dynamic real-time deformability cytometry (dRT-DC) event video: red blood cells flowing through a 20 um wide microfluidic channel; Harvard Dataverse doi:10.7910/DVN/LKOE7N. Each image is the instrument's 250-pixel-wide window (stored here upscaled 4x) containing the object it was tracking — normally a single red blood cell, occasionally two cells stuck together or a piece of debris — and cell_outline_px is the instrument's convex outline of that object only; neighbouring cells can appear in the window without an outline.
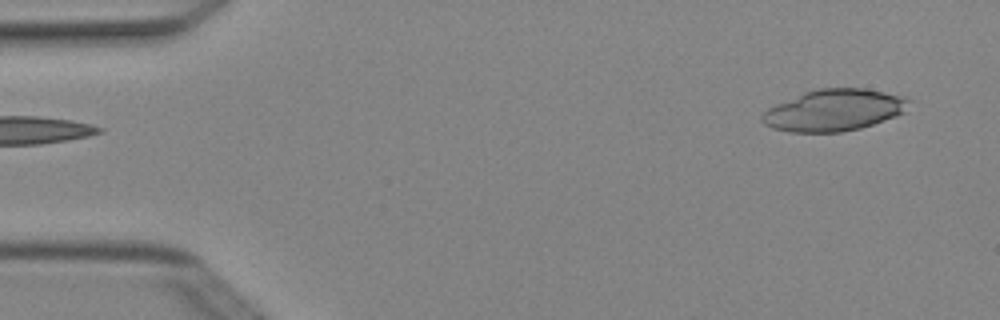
{"species": "Egyptian fruit bat (a non-hibernating species)", "species_latin": "Rousettus aegyptiacus", "temperature_condition": "cold", "stored_images_in_passage": 5, "segment_of_instrument_passage": [2, 2], "camera_frame_rate_fps": 3000, "um_per_image_px": 0.085, "animal": {"sex": "female"}, "frame": {"image": 1, "passage_image": 5, "time_ms": 1.333, "image_size_px": [1000, 320], "cell_outline_px": [[912, 100], [904, 112], [896, 116], [860, 128], [840, 132], [788, 132], [772, 128], [764, 124], [760, 120], [760, 116], [768, 108], [776, 104], [804, 92], [816, 88], [864, 88], [908, 96]], "centroid_in_image_um": [70.91, 9.35], "position_along_channel_um": 14.1, "area_um2": 35.84}}